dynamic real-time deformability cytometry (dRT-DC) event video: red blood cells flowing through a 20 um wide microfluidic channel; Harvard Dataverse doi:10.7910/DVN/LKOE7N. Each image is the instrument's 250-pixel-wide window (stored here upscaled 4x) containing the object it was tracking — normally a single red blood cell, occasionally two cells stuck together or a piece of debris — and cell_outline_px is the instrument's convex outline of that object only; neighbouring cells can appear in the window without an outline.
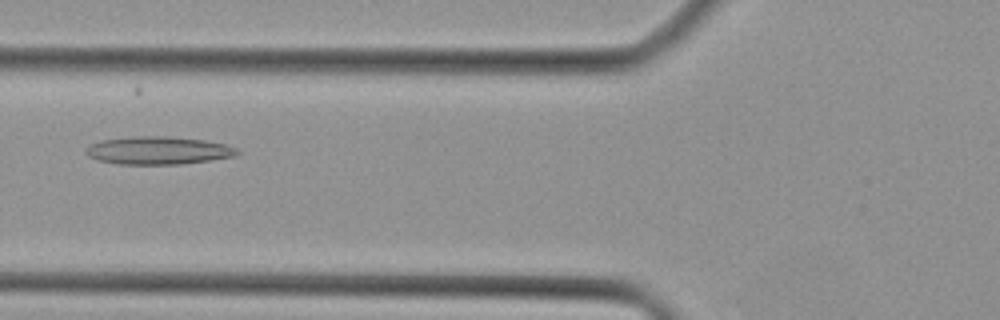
{"species": "Egyptian fruit bat (a non-hibernating species)", "species_latin": "Rousettus aegyptiacus", "temperature_condition": "cold", "stored_images_in_passage": 36, "camera_frame_rate_fps": 3000, "um_per_image_px": 0.085, "animal": {"sex": "female"}, "frame": {"image": 1, "passage_image": 9, "time_ms": 2.667, "image_size_px": [1000, 320], "cell_outline_px": [[240, 152], [236, 156], [212, 160], [180, 164], [116, 164], [96, 160], [88, 156], [84, 152], [84, 148], [88, 144], [100, 140], [132, 136], [168, 136], [204, 140], [228, 144], [236, 148]], "centroid_in_image_um": [13.41, 12.78], "position_along_channel_um": 112.4, "area_um2": 25.03}}
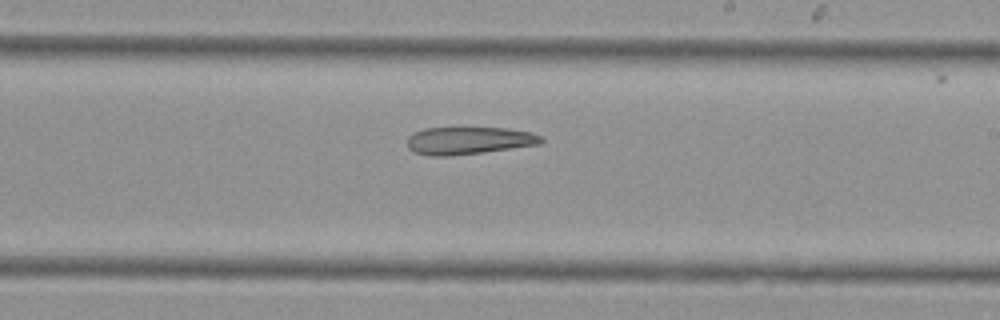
{"frame": {"image": 2, "passage_image": 18, "time_ms": 5.667, "image_size_px": [1000, 320], "cell_outline_px": [[544, 140], [540, 144], [484, 152], [448, 156], [428, 156], [412, 152], [408, 148], [408, 136], [424, 128], [504, 128], [532, 132], [544, 136]], "centroid_in_image_um": [39.85, 11.95], "position_along_channel_um": 249.1, "area_um2": 21.56}}
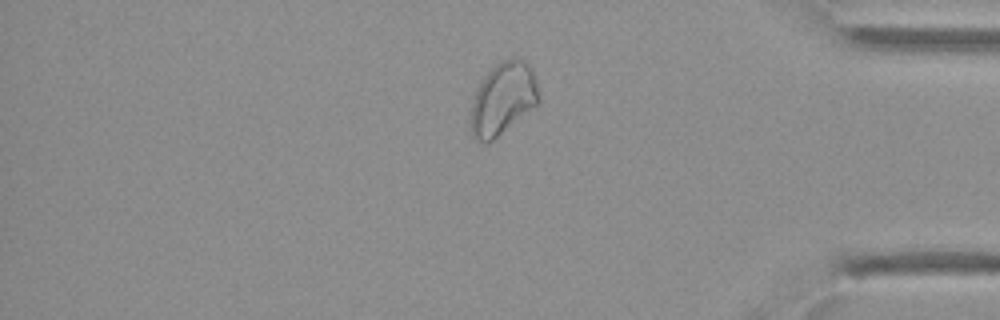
{"frame": {"image": 3, "passage_image": 29, "time_ms": 9.333, "image_size_px": [1000, 320], "cell_outline_px": [[540, 100], [536, 104], [488, 144], [480, 144], [472, 136], [472, 100], [480, 80], [500, 60], [512, 56], [516, 56], [524, 60], [532, 68], [536, 80], [540, 96]], "centroid_in_image_um": [42.75, 8.35], "position_along_channel_um": 392.5, "area_um2": 28.67}}